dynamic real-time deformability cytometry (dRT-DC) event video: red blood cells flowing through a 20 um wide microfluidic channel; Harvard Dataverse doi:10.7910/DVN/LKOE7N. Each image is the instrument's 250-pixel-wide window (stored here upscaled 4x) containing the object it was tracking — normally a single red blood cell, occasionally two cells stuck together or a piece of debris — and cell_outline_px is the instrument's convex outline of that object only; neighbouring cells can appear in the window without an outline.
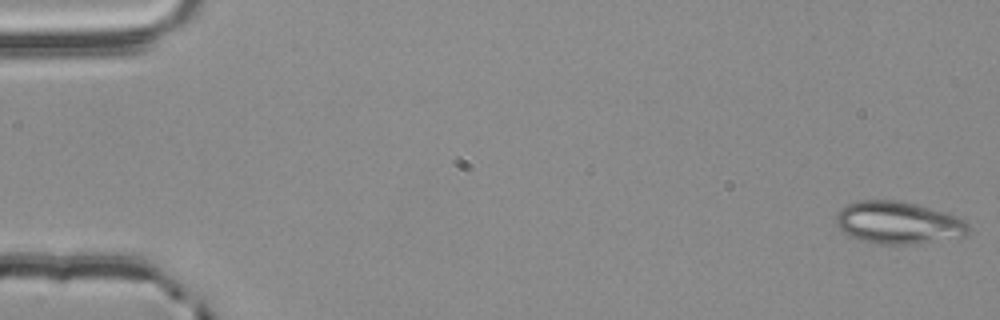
{"species": "common noctule bat (a hibernating species)", "species_latin": "Nyctalus noctula", "temperature_condition": "room temperature", "stored_images_in_passage": 55, "camera_frame_rate_fps": 3000, "um_per_image_px": 0.085, "animal": {"sex": "male", "body_mass_g": 20.4}, "frame": {"image": 1, "passage_image": 1, "time_ms": 0.0, "image_size_px": [1000, 320], "cell_outline_px": [[968, 236], [912, 244], [888, 244], [860, 240], [848, 236], [836, 224], [836, 216], [840, 208], [848, 204], [860, 200], [896, 200], [916, 204], [964, 220], [968, 224]], "centroid_in_image_um": [76.31, 18.93], "position_along_channel_um": 8.7, "area_um2": 32.25}}
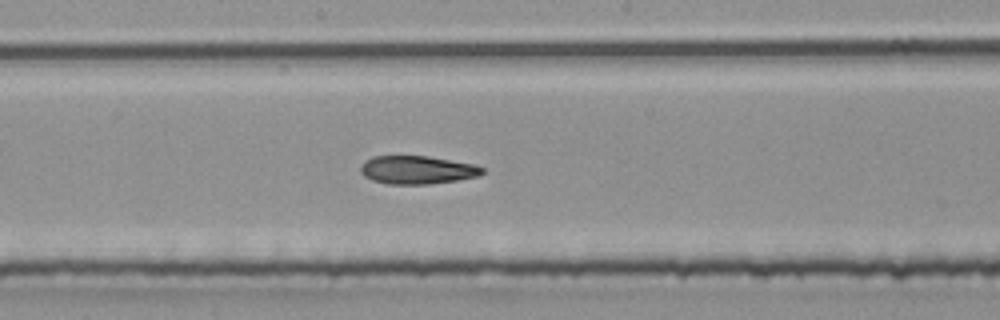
{"frame": {"image": 2, "passage_image": 30, "time_ms": 9.667, "image_size_px": [1000, 320], "cell_outline_px": [[484, 172], [480, 176], [456, 180], [428, 184], [388, 184], [372, 180], [364, 176], [360, 172], [360, 168], [364, 160], [372, 156], [428, 156], [472, 164], [484, 168]], "centroid_in_image_um": [35.43, 14.44], "position_along_channel_um": 212.8, "area_um2": 20.0}}
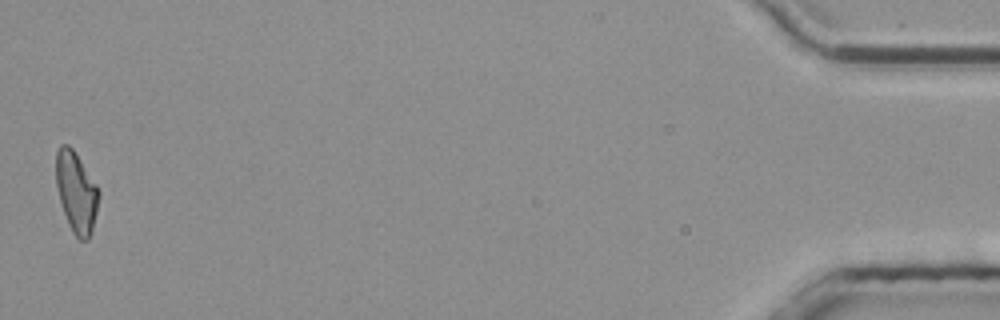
{"frame": {"image": 3, "passage_image": 55, "time_ms": 18.0, "image_size_px": [1000, 320], "cell_outline_px": [[100, 196], [92, 232], [88, 240], [80, 240], [72, 232], [68, 224], [60, 200], [56, 184], [56, 152], [60, 144], [68, 144], [72, 148], [96, 184], [100, 192]], "centroid_in_image_um": [6.49, 16.35], "position_along_channel_um": 428.7, "area_um2": 20.06}, "authors_computed_cell_mechanics": {"area_um2": 20.7502, "velocity_mm_per_s": 3.7904, "shape_relaxation_time_tau1_ms": null, "shape_relaxation_time_tau2_ms": 6.8105, "deformation_change_tau1": null, "deformation_change_tau2": 0.1589}}